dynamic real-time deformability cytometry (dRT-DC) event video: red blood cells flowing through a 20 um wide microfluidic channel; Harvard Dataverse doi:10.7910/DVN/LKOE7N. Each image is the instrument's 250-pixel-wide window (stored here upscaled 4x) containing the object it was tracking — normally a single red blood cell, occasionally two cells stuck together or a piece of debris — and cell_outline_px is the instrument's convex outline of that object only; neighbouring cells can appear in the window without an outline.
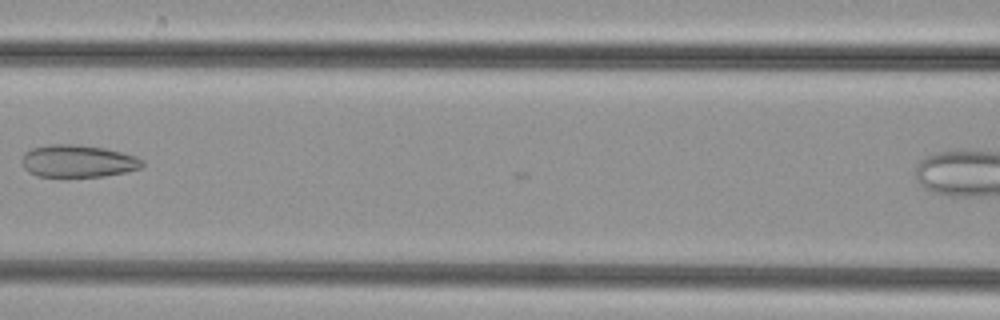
{"species": "common noctule bat (a hibernating species)", "species_latin": "Nyctalus noctula", "temperature_condition": "cold", "stored_images_in_passage": 35, "camera_frame_rate_fps": 3000, "um_per_image_px": 0.085, "animal": {"sex": "female", "body_mass_g": 29.2, "forearm_length_mm": 56.3}, "frame": {"image": 1, "passage_image": 18, "time_ms": 5.667, "image_size_px": [1000, 320], "cell_outline_px": [[144, 164], [140, 168], [124, 172], [104, 176], [36, 176], [28, 172], [20, 164], [20, 160], [24, 152], [32, 148], [48, 144], [80, 144], [104, 148], [136, 156], [144, 160]], "centroid_in_image_um": [6.57, 13.68], "position_along_channel_um": 160.0, "area_um2": 22.89}}
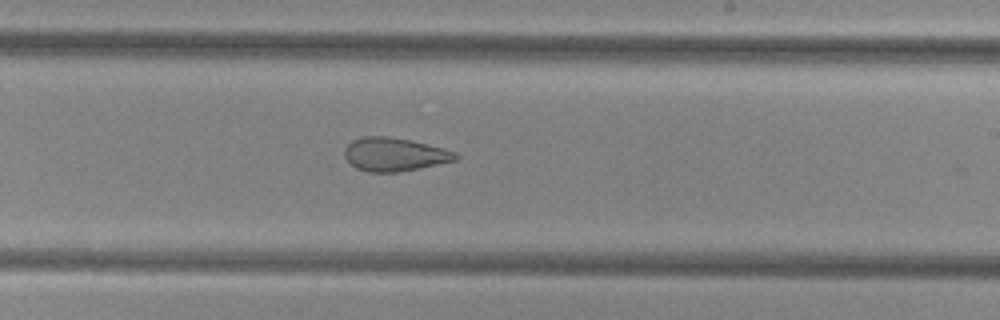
{"frame": {"image": 2, "passage_image": 25, "time_ms": 8.0, "image_size_px": [1000, 320], "cell_outline_px": [[460, 156], [456, 160], [420, 168], [400, 172], [368, 172], [356, 168], [344, 156], [344, 148], [352, 140], [364, 136], [384, 136], [412, 140], [456, 152]], "centroid_in_image_um": [33.52, 13.12], "position_along_channel_um": 255.5, "area_um2": 21.62}}
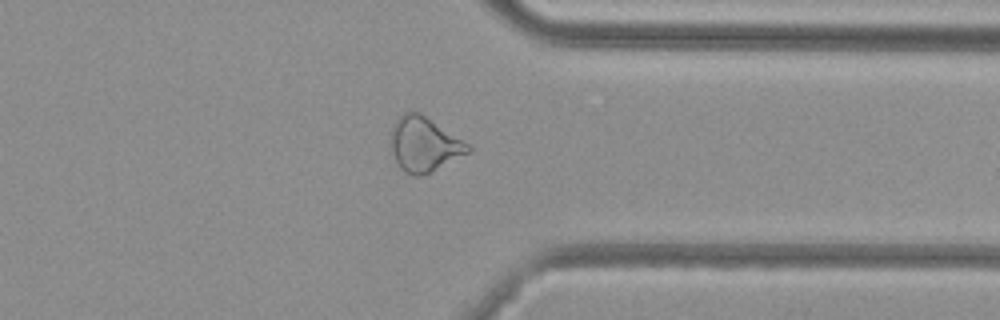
{"frame": {"image": 3, "passage_image": 34, "time_ms": 11.0, "image_size_px": [1000, 320], "cell_outline_px": [[472, 152], [420, 176], [412, 176], [404, 172], [400, 168], [388, 144], [388, 136], [392, 124], [404, 112], [420, 112], [468, 144], [472, 148]], "centroid_in_image_um": [35.99, 12.26], "position_along_channel_um": 375.4, "area_um2": 24.74}}